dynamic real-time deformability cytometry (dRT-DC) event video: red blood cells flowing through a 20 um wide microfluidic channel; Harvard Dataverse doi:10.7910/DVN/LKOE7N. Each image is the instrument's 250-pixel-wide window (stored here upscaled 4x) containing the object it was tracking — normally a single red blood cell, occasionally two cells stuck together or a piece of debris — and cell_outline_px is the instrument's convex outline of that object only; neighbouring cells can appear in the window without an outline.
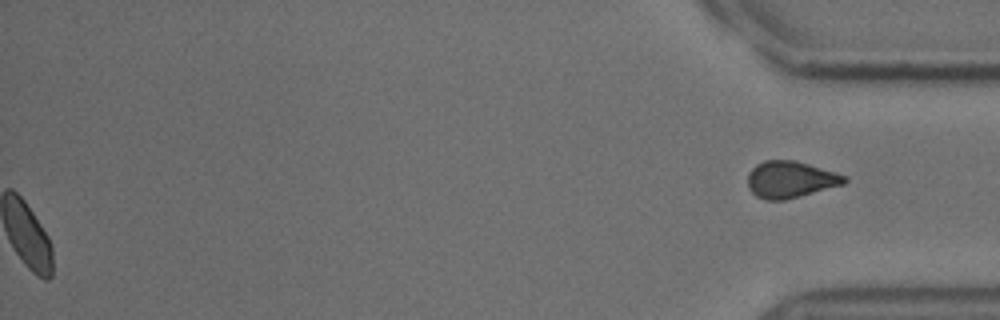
{"species": "common noctule bat (a hibernating species)", "species_latin": "Nyctalus noctula", "temperature_condition": "cold", "stored_images_in_passage": 42, "segment_of_instrument_passage": [2, 2], "camera_frame_rate_fps": 3000, "um_per_image_px": 0.085, "animal": {"sex": "male", "body_mass_g": 18.8}, "frame": {"image": 1, "passage_image": 42, "time_ms": 13.667, "image_size_px": [1000, 320], "cell_outline_px": [[848, 180], [844, 184], [800, 196], [784, 200], [764, 200], [756, 196], [748, 188], [748, 172], [756, 164], [764, 160], [796, 160], [836, 172], [848, 176]], "centroid_in_image_um": [67.18, 15.25], "position_along_channel_um": 368.0, "area_um2": 20.87}}